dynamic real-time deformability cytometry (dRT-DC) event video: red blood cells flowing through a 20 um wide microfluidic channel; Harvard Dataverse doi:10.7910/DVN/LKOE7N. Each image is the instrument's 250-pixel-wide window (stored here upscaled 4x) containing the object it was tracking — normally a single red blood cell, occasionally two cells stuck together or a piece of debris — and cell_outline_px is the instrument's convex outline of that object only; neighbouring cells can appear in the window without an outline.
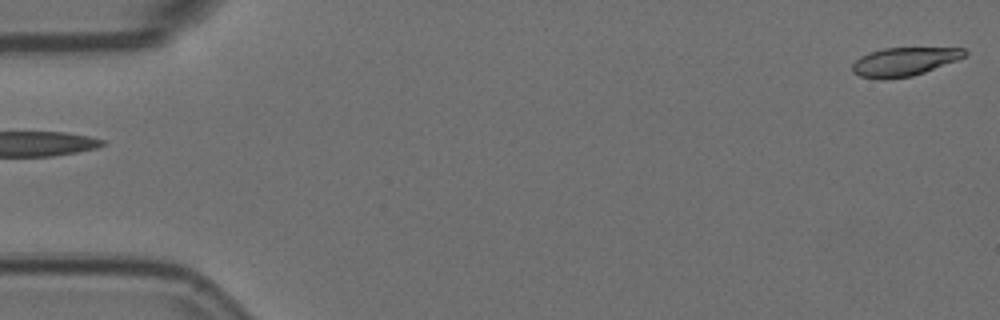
{"species": "Egyptian fruit bat (a non-hibernating species)", "species_latin": "Rousettus aegyptiacus", "temperature_condition": "room temperature", "stored_images_in_passage": 8, "camera_frame_rate_fps": 3000, "um_per_image_px": 0.085, "animal": {"sex": "female"}, "frame": {"image": 1, "passage_image": 1, "time_ms": 0.0, "image_size_px": [1000, 320], "cell_outline_px": [[968, 52], [964, 56], [956, 60], [924, 72], [912, 76], [880, 80], [860, 76], [852, 72], [852, 64], [860, 56], [868, 52], [884, 48], [964, 48]], "centroid_in_image_um": [76.8, 5.24], "position_along_channel_um": 8.2, "area_um2": 18.61}}
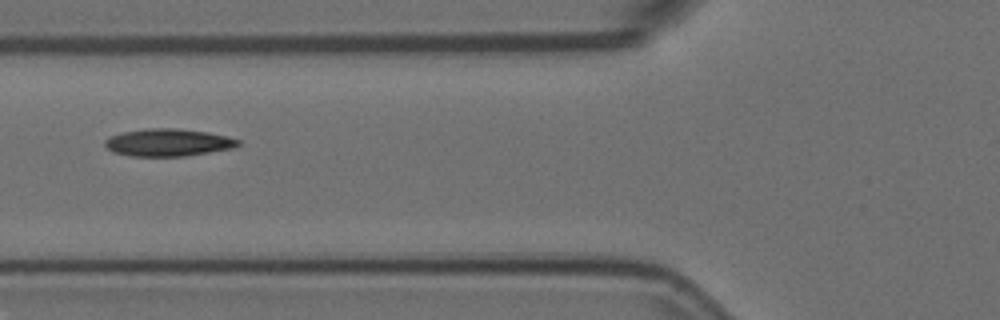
{"frame": {"image": 2, "passage_image": 6, "time_ms": 1.667, "image_size_px": [1000, 320], "cell_outline_px": [[240, 144], [232, 148], [184, 156], [132, 156], [112, 152], [104, 144], [104, 140], [112, 136], [124, 132], [148, 128], [176, 128], [208, 132], [228, 136], [240, 140]], "centroid_in_image_um": [14.3, 12.11], "position_along_channel_um": 111.5, "area_um2": 21.15}}
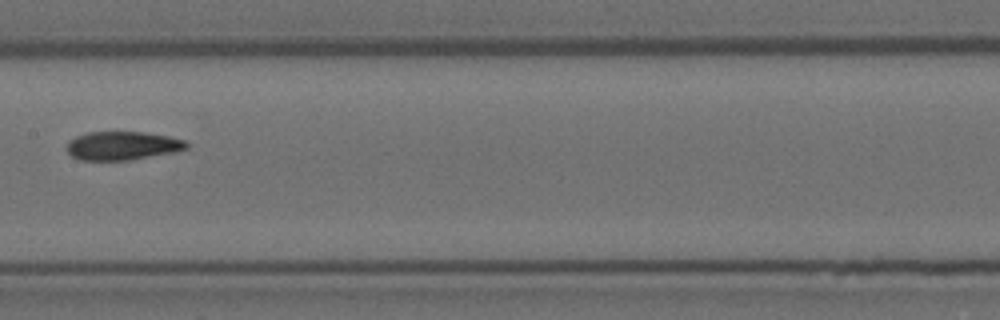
{"frame": {"image": 3, "passage_image": 8, "time_ms": 2.333, "image_size_px": [1000, 320], "cell_outline_px": [[188, 148], [176, 152], [128, 160], [80, 160], [72, 156], [64, 148], [68, 140], [76, 136], [88, 132], [144, 132], [168, 136], [184, 140], [188, 144]], "centroid_in_image_um": [10.37, 12.38], "position_along_channel_um": 197.0, "area_um2": 20.06}}